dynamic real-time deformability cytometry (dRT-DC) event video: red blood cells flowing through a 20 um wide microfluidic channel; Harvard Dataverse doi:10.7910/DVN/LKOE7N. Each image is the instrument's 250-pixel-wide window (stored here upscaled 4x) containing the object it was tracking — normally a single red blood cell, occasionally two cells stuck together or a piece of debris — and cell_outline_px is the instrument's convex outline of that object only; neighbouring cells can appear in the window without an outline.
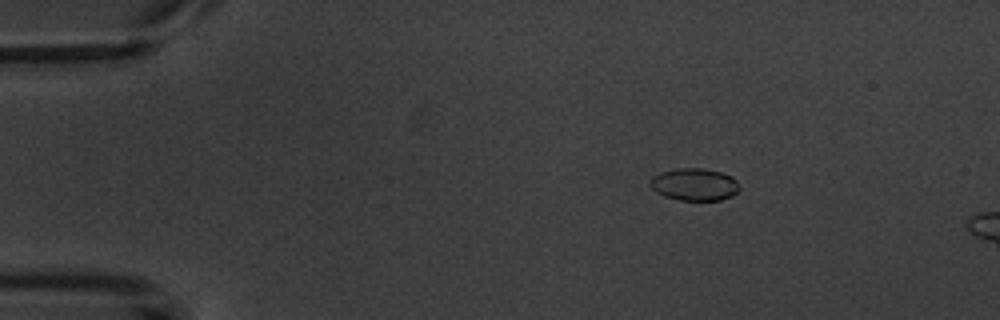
{"species": "common noctule bat (a hibernating species)", "species_latin": "Nyctalus noctula", "temperature_condition": "warm", "stored_images_in_passage": 3, "camera_frame_rate_fps": 3000, "um_per_image_px": 0.085, "animal": {"sex": "male", "body_mass_g": 20.1, "forearm_length_mm": 53.5}, "frame": {"image": 1, "passage_image": 1, "time_ms": 0.0, "image_size_px": [1000, 320], "cell_outline_px": [[740, 188], [732, 196], [720, 200], [680, 200], [664, 196], [656, 192], [648, 184], [652, 176], [660, 172], [676, 168], [704, 168], [720, 172], [732, 176], [736, 180]], "centroid_in_image_um": [59.0, 15.67], "position_along_channel_um": 26.0, "area_um2": 16.94}}